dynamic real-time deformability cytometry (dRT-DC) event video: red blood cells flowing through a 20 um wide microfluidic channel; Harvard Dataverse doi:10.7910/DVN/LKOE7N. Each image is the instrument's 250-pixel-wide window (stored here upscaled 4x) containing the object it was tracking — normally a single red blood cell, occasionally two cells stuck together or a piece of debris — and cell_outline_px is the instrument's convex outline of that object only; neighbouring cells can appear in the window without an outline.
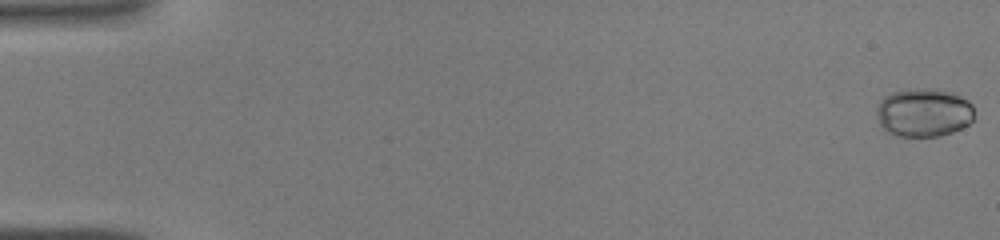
{"species": "common noctule bat (a hibernating species)", "species_latin": "Nyctalus noctula", "temperature_condition": "warm", "stored_images_in_passage": 8, "camera_frame_rate_fps": 3000, "um_per_image_px": 0.085, "animal": {"sex": "male", "body_mass_g": 19.0, "forearm_length_mm": 50.8}, "frame": {"image": 1, "passage_image": 1, "time_ms": 0.0, "image_size_px": [1000, 240], "cell_outline_px": [[976, 116], [968, 124], [952, 132], [940, 136], [896, 136], [888, 132], [880, 124], [876, 112], [876, 108], [880, 100], [884, 96], [892, 92], [916, 88], [932, 88], [956, 92], [968, 100], [972, 104]], "centroid_in_image_um": [78.54, 9.55], "position_along_channel_um": 6.5, "area_um2": 28.03}}